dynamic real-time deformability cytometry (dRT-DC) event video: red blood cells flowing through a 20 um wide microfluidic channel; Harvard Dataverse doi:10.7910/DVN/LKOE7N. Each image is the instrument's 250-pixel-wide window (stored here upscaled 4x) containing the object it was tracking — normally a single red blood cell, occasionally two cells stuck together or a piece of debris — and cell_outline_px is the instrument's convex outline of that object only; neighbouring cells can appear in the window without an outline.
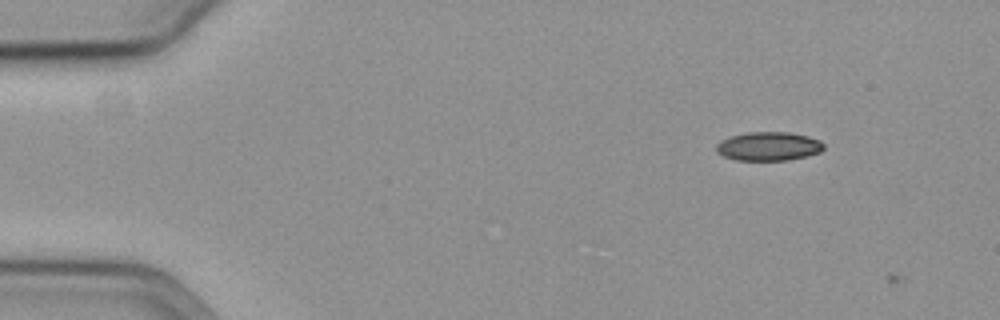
{"species": "common noctule bat (a hibernating species)", "species_latin": "Nyctalus noctula", "temperature_condition": "cold", "stored_images_in_passage": 5, "camera_frame_rate_fps": 3000, "um_per_image_px": 0.085, "animal": {"sex": "female", "body_mass_g": 19.3, "forearm_length_mm": 54.1}, "frame": {"image": 1, "passage_image": 4, "time_ms": 1.0, "image_size_px": [1000, 320], "cell_outline_px": [[824, 148], [820, 152], [808, 156], [788, 160], [736, 160], [724, 156], [716, 152], [716, 144], [720, 140], [732, 136], [748, 132], [788, 132], [808, 136], [820, 140], [824, 144]], "centroid_in_image_um": [65.34, 12.43], "position_along_channel_um": 19.7, "area_um2": 18.09}}